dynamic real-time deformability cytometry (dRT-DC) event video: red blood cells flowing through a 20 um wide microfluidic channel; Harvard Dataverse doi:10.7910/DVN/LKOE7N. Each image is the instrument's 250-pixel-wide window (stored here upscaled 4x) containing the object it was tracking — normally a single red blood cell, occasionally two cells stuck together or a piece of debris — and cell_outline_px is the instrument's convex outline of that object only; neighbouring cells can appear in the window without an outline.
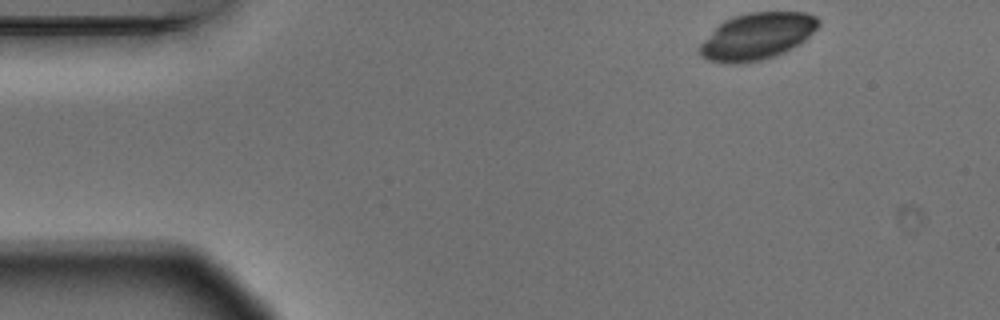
{"species": "Egyptian fruit bat (a non-hibernating species)", "species_latin": "Rousettus aegyptiacus", "temperature_condition": "warm", "stored_images_in_passage": 4, "camera_frame_rate_fps": 3000, "um_per_image_px": 0.085, "animal": {"sex": "male"}, "frame": {"image": 1, "passage_image": 1, "time_ms": 0.0, "image_size_px": [1000, 320], "cell_outline_px": [[820, 24], [800, 44], [776, 56], [760, 60], [736, 64], [732, 64], [708, 60], [700, 56], [696, 52], [696, 48], [724, 20], [732, 16], [748, 12], [808, 12], [816, 16], [820, 20]], "centroid_in_image_um": [64.33, 3.08], "position_along_channel_um": 20.7, "area_um2": 32.48}}